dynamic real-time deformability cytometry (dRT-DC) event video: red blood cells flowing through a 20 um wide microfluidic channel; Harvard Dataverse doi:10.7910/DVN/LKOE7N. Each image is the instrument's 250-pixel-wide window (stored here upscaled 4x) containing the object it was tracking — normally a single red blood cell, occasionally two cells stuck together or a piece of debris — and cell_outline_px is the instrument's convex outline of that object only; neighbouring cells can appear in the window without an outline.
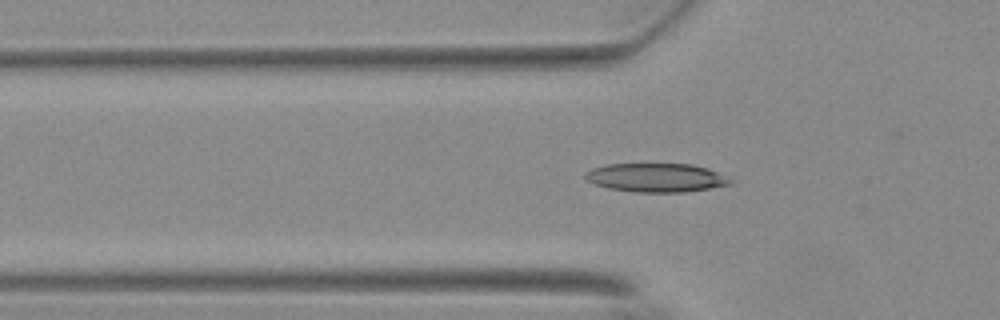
{"species": "Egyptian fruit bat (a non-hibernating species)", "species_latin": "Rousettus aegyptiacus", "temperature_condition": "warm", "stored_images_in_passage": 38, "camera_frame_rate_fps": 3000, "um_per_image_px": 0.085, "animal": {"sex": "female"}, "frame": {"image": 1, "passage_image": 6, "time_ms": 1.667, "image_size_px": [1000, 320], "cell_outline_px": [[732, 184], [684, 192], [636, 192], [608, 188], [592, 184], [584, 176], [592, 168], [608, 164], [692, 164], [708, 168], [732, 180]], "centroid_in_image_um": [55.76, 15.1], "position_along_channel_um": 70.0, "area_um2": 24.1}}
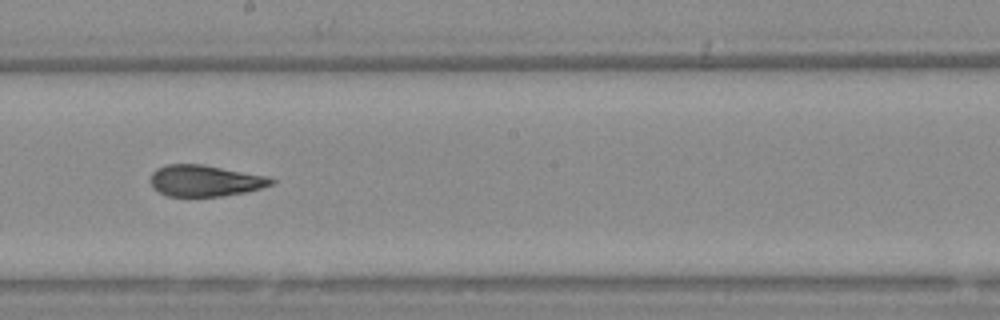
{"frame": {"image": 2, "passage_image": 19, "time_ms": 6.0, "image_size_px": [1000, 320], "cell_outline_px": [[276, 180], [272, 184], [260, 188], [244, 192], [220, 196], [168, 196], [152, 188], [152, 172], [156, 168], [168, 164], [204, 164], [268, 176]], "centroid_in_image_um": [17.43, 15.35], "position_along_channel_um": 230.8, "area_um2": 21.96}}
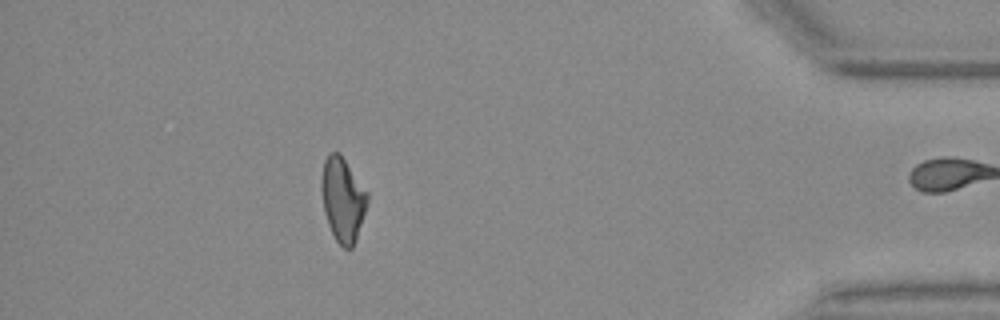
{"frame": {"image": 3, "passage_image": 37, "time_ms": 12.0, "image_size_px": [1000, 320], "cell_outline_px": [[368, 204], [356, 240], [352, 248], [344, 248], [336, 240], [328, 224], [324, 212], [320, 188], [320, 184], [324, 160], [328, 152], [340, 152], [368, 192]], "centroid_in_image_um": [29.13, 16.92], "position_along_channel_um": 406.1, "area_um2": 22.77}, "authors_computed_cell_mechanics": {"area_um2": 22.6865, "velocity_mm_per_s": 3.7028, "shape_relaxation_time_tau1_ms": 8.239, "shape_relaxation_time_tau2_ms": 1.8602, "deformation_change_tau1": 0.2055, "deformation_change_tau2": 0.09}}